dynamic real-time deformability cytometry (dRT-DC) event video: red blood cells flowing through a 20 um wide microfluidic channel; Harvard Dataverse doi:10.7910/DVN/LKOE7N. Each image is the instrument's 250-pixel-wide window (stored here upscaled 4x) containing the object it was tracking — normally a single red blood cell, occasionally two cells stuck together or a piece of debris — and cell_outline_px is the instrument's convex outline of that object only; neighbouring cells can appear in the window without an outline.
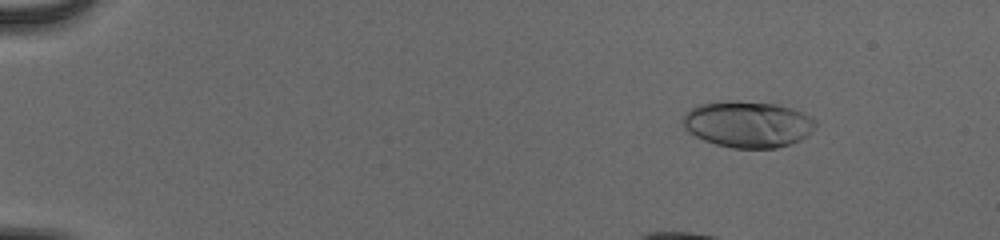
{"species": "human", "species_latin": "Homo sapiens", "temperature_condition": "cold", "stored_images_in_passage": 46, "camera_frame_rate_fps": 3000, "um_per_image_px": 0.085, "donor": {"sex": "male"}, "frame": {"image": 1, "passage_image": 8, "time_ms": 2.333, "image_size_px": [1000, 240], "cell_outline_px": [[816, 124], [800, 140], [776, 148], [732, 148], [716, 144], [704, 140], [688, 132], [684, 128], [680, 120], [684, 112], [688, 108], [700, 104], [728, 100], [740, 100], [776, 104], [792, 108], [804, 112], [812, 116], [816, 120]], "centroid_in_image_um": [63.5, 10.53], "position_along_channel_um": 21.5, "area_um2": 36.18}}